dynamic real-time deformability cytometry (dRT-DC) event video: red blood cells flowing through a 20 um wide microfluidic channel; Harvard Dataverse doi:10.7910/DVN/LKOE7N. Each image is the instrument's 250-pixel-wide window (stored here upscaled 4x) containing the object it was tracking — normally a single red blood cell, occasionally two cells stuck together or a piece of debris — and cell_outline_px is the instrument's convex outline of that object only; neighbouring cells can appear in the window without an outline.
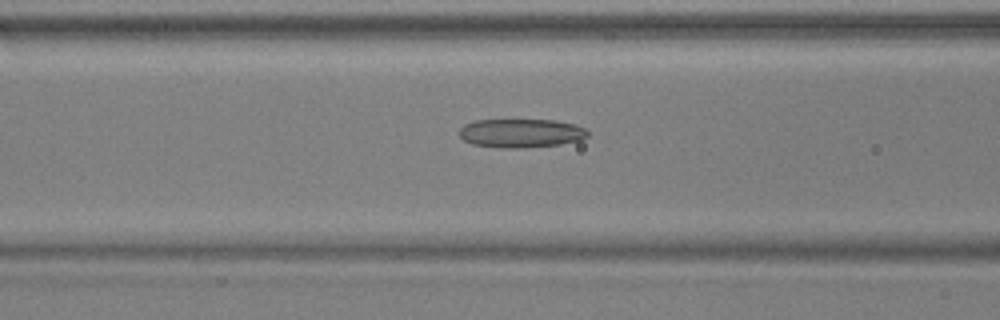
{"species": "common noctule bat (a hibernating species)", "species_latin": "Nyctalus noctula", "temperature_condition": "warm", "stored_images_in_passage": 44, "camera_frame_rate_fps": 3000, "um_per_image_px": 0.085, "animal": {"sex": "male", "body_mass_g": 17.9, "forearm_length_mm": 54.2}, "frame": {"image": 1, "passage_image": 22, "time_ms": 7.0, "image_size_px": [1000, 320], "cell_outline_px": [[588, 136], [580, 140], [560, 144], [524, 148], [500, 148], [472, 144], [464, 140], [460, 136], [460, 128], [464, 124], [472, 120], [556, 120], [576, 124], [584, 128], [588, 132]], "centroid_in_image_um": [44.28, 11.31], "position_along_channel_um": 122.3, "area_um2": 21.68}}
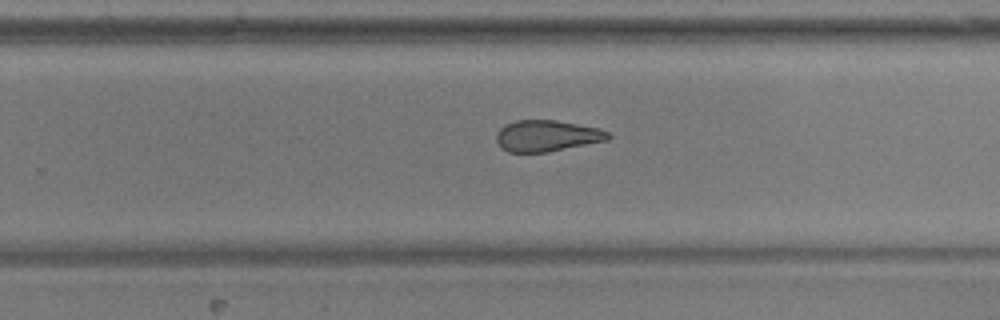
{"frame": {"image": 2, "passage_image": 35, "time_ms": 11.333, "image_size_px": [1000, 320], "cell_outline_px": [[612, 136], [608, 140], [548, 152], [508, 152], [500, 148], [496, 140], [496, 136], [500, 128], [516, 120], [556, 120], [600, 128], [608, 132]], "centroid_in_image_um": [46.5, 11.55], "position_along_channel_um": 283.3, "area_um2": 20.4}}
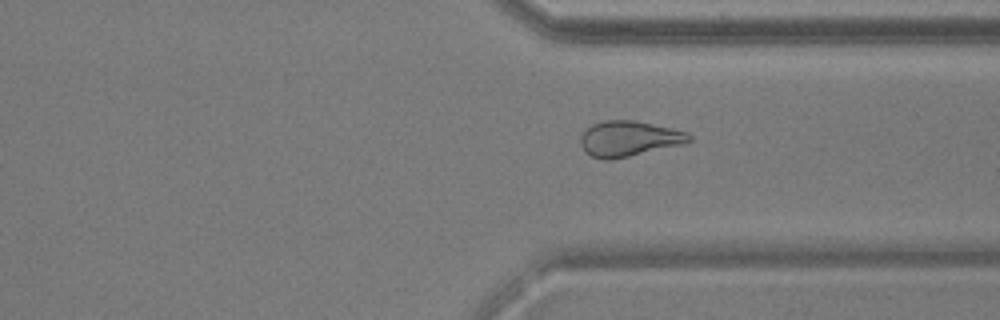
{"frame": {"image": 3, "passage_image": 41, "time_ms": 13.333, "image_size_px": [1000, 320], "cell_outline_px": [[692, 140], [684, 144], [612, 160], [604, 160], [592, 156], [584, 152], [580, 144], [580, 136], [592, 124], [604, 120], [632, 120], [652, 124], [688, 132], [692, 136]], "centroid_in_image_um": [53.45, 11.8], "position_along_channel_um": 358.0, "area_um2": 22.48}}